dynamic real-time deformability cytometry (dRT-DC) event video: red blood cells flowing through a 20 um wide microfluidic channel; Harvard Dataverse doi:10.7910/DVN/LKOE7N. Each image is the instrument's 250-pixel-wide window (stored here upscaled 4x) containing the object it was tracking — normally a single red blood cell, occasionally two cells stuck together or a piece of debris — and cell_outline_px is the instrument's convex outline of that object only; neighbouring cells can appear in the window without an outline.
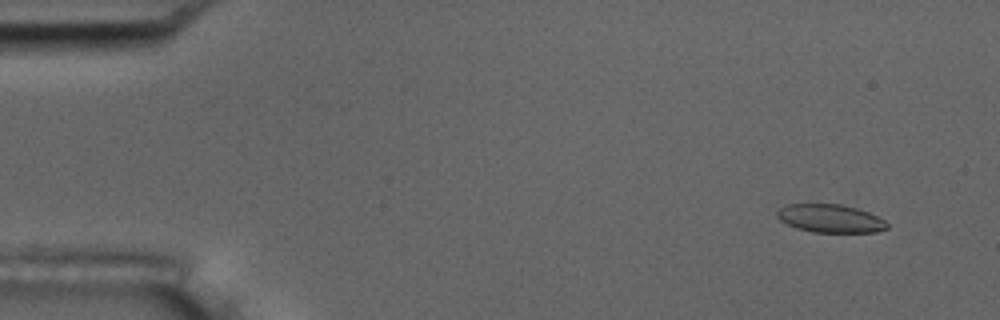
{"species": "common noctule bat (a hibernating species)", "species_latin": "Nyctalus noctula", "temperature_condition": "room temperature", "stored_images_in_passage": 55, "camera_frame_rate_fps": 3000, "um_per_image_px": 0.085, "animal": {"sex": "male", "body_mass_g": 17.5, "forearm_length_mm": 52.3}, "frame": {"image": 1, "passage_image": 5, "time_ms": 1.333, "image_size_px": [1000, 320], "cell_outline_px": [[888, 228], [876, 232], [812, 232], [796, 228], [780, 220], [776, 216], [776, 212], [780, 208], [788, 204], [840, 204], [856, 208], [868, 212], [884, 220], [888, 224]], "centroid_in_image_um": [70.56, 18.57], "position_along_channel_um": 14.4, "area_um2": 17.98}}
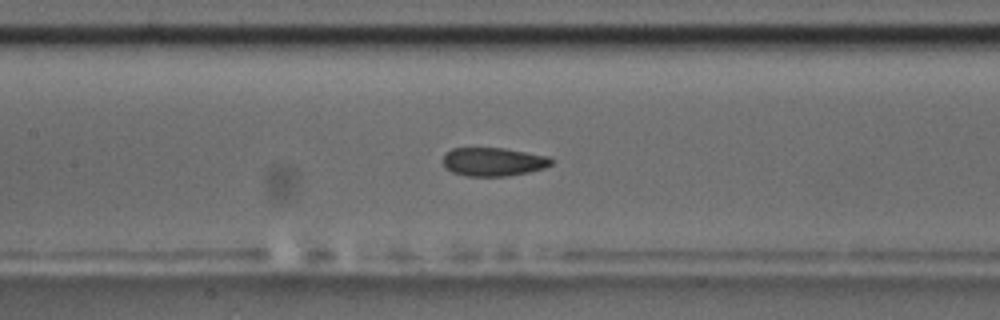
{"frame": {"image": 2, "passage_image": 26, "time_ms": 8.333, "image_size_px": [1000, 320], "cell_outline_px": [[552, 164], [544, 168], [528, 172], [504, 176], [468, 176], [452, 172], [444, 168], [444, 152], [452, 148], [504, 148], [548, 156], [552, 160]], "centroid_in_image_um": [41.9, 13.74], "position_along_channel_um": 165.5, "area_um2": 17.98}}
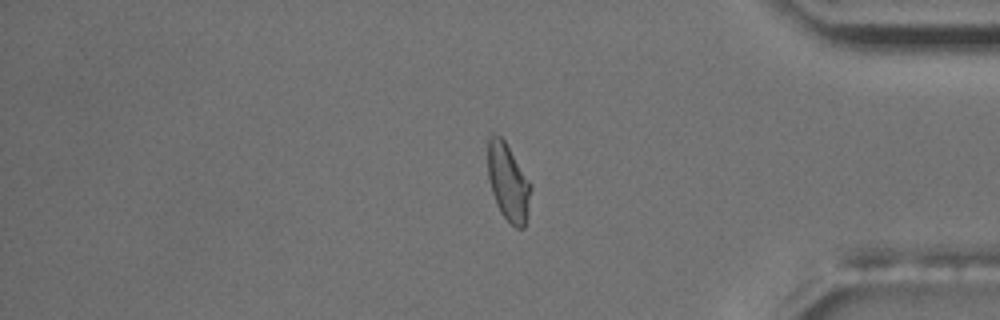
{"frame": {"image": 3, "passage_image": 46, "time_ms": 15.0, "image_size_px": [1000, 320], "cell_outline_px": [[532, 188], [528, 216], [524, 228], [516, 228], [500, 212], [496, 204], [492, 192], [488, 176], [488, 132], [500, 136], [504, 140], [532, 184]], "centroid_in_image_um": [43.21, 15.49], "position_along_channel_um": 392.0, "area_um2": 19.54}, "authors_computed_cell_mechanics": {"area_um2": 19.074, "velocity_mm_per_s": 3.7538, "shape_relaxation_time_tau1_ms": 7.8091, "shape_relaxation_time_tau2_ms": 1.6703, "deformation_change_tau1": 0.1915, "deformation_change_tau2": 0.0738}}